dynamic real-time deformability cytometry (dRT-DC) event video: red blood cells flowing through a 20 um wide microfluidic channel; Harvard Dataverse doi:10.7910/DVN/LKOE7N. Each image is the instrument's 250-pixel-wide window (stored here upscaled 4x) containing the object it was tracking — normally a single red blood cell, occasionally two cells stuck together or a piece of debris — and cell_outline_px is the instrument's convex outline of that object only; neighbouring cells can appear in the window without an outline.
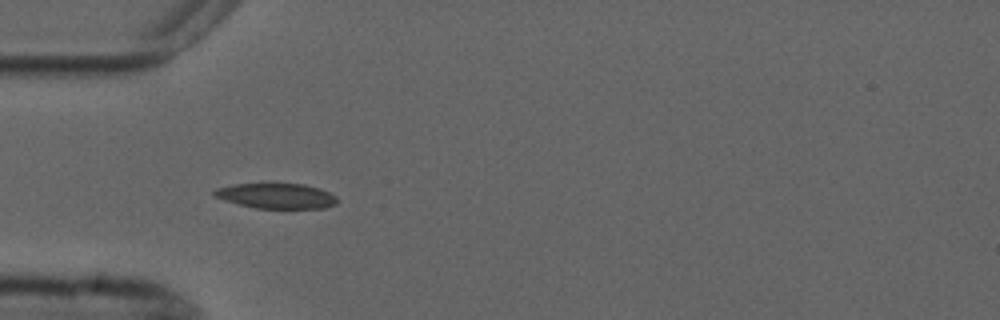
{"species": "common noctule bat (a hibernating species)", "species_latin": "Nyctalus noctula", "temperature_condition": "cold", "stored_images_in_passage": 6, "camera_frame_rate_fps": 3000, "um_per_image_px": 0.085, "animal": {"sex": "male", "forearm_length_mm": 52.5}, "frame": {"image": 1, "passage_image": 6, "time_ms": 6.333, "image_size_px": [1000, 320], "cell_outline_px": [[336, 204], [324, 208], [256, 208], [224, 200], [212, 196], [212, 192], [216, 188], [236, 184], [304, 184], [320, 188], [336, 196]], "centroid_in_image_um": [23.48, 16.65], "position_along_channel_um": 61.5, "area_um2": 17.92}}